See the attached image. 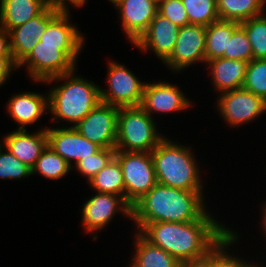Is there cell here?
I'll return each instance as SVG.
<instances>
[{"mask_svg":"<svg viewBox=\"0 0 266 267\" xmlns=\"http://www.w3.org/2000/svg\"><path fill=\"white\" fill-rule=\"evenodd\" d=\"M210 215L206 211L191 222L148 223L138 232L183 265L202 263L209 251L230 231Z\"/></svg>","mask_w":266,"mask_h":267,"instance_id":"6da1fadb","label":"cell"},{"mask_svg":"<svg viewBox=\"0 0 266 267\" xmlns=\"http://www.w3.org/2000/svg\"><path fill=\"white\" fill-rule=\"evenodd\" d=\"M202 196L157 183L132 206L131 219L139 231L148 223L196 221L206 212Z\"/></svg>","mask_w":266,"mask_h":267,"instance_id":"7a4b0ae2","label":"cell"},{"mask_svg":"<svg viewBox=\"0 0 266 267\" xmlns=\"http://www.w3.org/2000/svg\"><path fill=\"white\" fill-rule=\"evenodd\" d=\"M75 71L53 77L44 83L65 80L60 86L48 92L49 111L54 115L53 120L68 121L75 127L88 113L101 103L100 87L81 78L74 76Z\"/></svg>","mask_w":266,"mask_h":267,"instance_id":"3957f363","label":"cell"},{"mask_svg":"<svg viewBox=\"0 0 266 267\" xmlns=\"http://www.w3.org/2000/svg\"><path fill=\"white\" fill-rule=\"evenodd\" d=\"M192 150L164 138L151 152L157 183L202 192V181Z\"/></svg>","mask_w":266,"mask_h":267,"instance_id":"277c9868","label":"cell"},{"mask_svg":"<svg viewBox=\"0 0 266 267\" xmlns=\"http://www.w3.org/2000/svg\"><path fill=\"white\" fill-rule=\"evenodd\" d=\"M84 44H50L39 41L30 53L17 65L27 66L36 82H45L56 76L73 72L76 59Z\"/></svg>","mask_w":266,"mask_h":267,"instance_id":"5b68a950","label":"cell"},{"mask_svg":"<svg viewBox=\"0 0 266 267\" xmlns=\"http://www.w3.org/2000/svg\"><path fill=\"white\" fill-rule=\"evenodd\" d=\"M152 116L139 107H120L116 151L149 152L165 138L156 130Z\"/></svg>","mask_w":266,"mask_h":267,"instance_id":"8992f818","label":"cell"},{"mask_svg":"<svg viewBox=\"0 0 266 267\" xmlns=\"http://www.w3.org/2000/svg\"><path fill=\"white\" fill-rule=\"evenodd\" d=\"M115 158L122 168L125 201L132 207L157 184L151 153L116 151Z\"/></svg>","mask_w":266,"mask_h":267,"instance_id":"52a82bcc","label":"cell"},{"mask_svg":"<svg viewBox=\"0 0 266 267\" xmlns=\"http://www.w3.org/2000/svg\"><path fill=\"white\" fill-rule=\"evenodd\" d=\"M108 91L100 88L101 102L117 107L141 106L146 82L142 83L126 66L108 65Z\"/></svg>","mask_w":266,"mask_h":267,"instance_id":"ba28073f","label":"cell"},{"mask_svg":"<svg viewBox=\"0 0 266 267\" xmlns=\"http://www.w3.org/2000/svg\"><path fill=\"white\" fill-rule=\"evenodd\" d=\"M119 109L101 102L74 129L103 149H115Z\"/></svg>","mask_w":266,"mask_h":267,"instance_id":"9c48e42d","label":"cell"},{"mask_svg":"<svg viewBox=\"0 0 266 267\" xmlns=\"http://www.w3.org/2000/svg\"><path fill=\"white\" fill-rule=\"evenodd\" d=\"M217 104L221 117L231 126L244 125L266 111V102L243 87L222 92Z\"/></svg>","mask_w":266,"mask_h":267,"instance_id":"30bf717a","label":"cell"},{"mask_svg":"<svg viewBox=\"0 0 266 267\" xmlns=\"http://www.w3.org/2000/svg\"><path fill=\"white\" fill-rule=\"evenodd\" d=\"M206 26L188 24L180 27L174 50L163 63L173 71H181L205 59Z\"/></svg>","mask_w":266,"mask_h":267,"instance_id":"8fae6325","label":"cell"},{"mask_svg":"<svg viewBox=\"0 0 266 267\" xmlns=\"http://www.w3.org/2000/svg\"><path fill=\"white\" fill-rule=\"evenodd\" d=\"M122 212L131 219L132 207L121 197L99 193L83 204L82 223L87 232H97L108 225L115 213Z\"/></svg>","mask_w":266,"mask_h":267,"instance_id":"7c38bea8","label":"cell"},{"mask_svg":"<svg viewBox=\"0 0 266 267\" xmlns=\"http://www.w3.org/2000/svg\"><path fill=\"white\" fill-rule=\"evenodd\" d=\"M61 11L51 4L38 16L9 31L11 51L18 65L39 42L48 23Z\"/></svg>","mask_w":266,"mask_h":267,"instance_id":"4fadbf2b","label":"cell"},{"mask_svg":"<svg viewBox=\"0 0 266 267\" xmlns=\"http://www.w3.org/2000/svg\"><path fill=\"white\" fill-rule=\"evenodd\" d=\"M48 146L71 165L97 153L101 147L90 142L74 127L46 128Z\"/></svg>","mask_w":266,"mask_h":267,"instance_id":"5bb4252c","label":"cell"},{"mask_svg":"<svg viewBox=\"0 0 266 267\" xmlns=\"http://www.w3.org/2000/svg\"><path fill=\"white\" fill-rule=\"evenodd\" d=\"M114 6L119 10L124 33L133 45L158 13V4L152 0H120Z\"/></svg>","mask_w":266,"mask_h":267,"instance_id":"9a60e30c","label":"cell"},{"mask_svg":"<svg viewBox=\"0 0 266 267\" xmlns=\"http://www.w3.org/2000/svg\"><path fill=\"white\" fill-rule=\"evenodd\" d=\"M180 27L157 13L148 30L134 44L142 51L152 50L162 63L172 54Z\"/></svg>","mask_w":266,"mask_h":267,"instance_id":"2e32d148","label":"cell"},{"mask_svg":"<svg viewBox=\"0 0 266 267\" xmlns=\"http://www.w3.org/2000/svg\"><path fill=\"white\" fill-rule=\"evenodd\" d=\"M182 91L170 83H146L141 108L151 116L153 112L170 113L183 111L192 103ZM152 113V114H151Z\"/></svg>","mask_w":266,"mask_h":267,"instance_id":"e0dca14e","label":"cell"},{"mask_svg":"<svg viewBox=\"0 0 266 267\" xmlns=\"http://www.w3.org/2000/svg\"><path fill=\"white\" fill-rule=\"evenodd\" d=\"M3 143L18 160L32 168L48 146L46 128L35 134H29L26 129L17 128L16 131L5 136Z\"/></svg>","mask_w":266,"mask_h":267,"instance_id":"ac0fdd59","label":"cell"},{"mask_svg":"<svg viewBox=\"0 0 266 267\" xmlns=\"http://www.w3.org/2000/svg\"><path fill=\"white\" fill-rule=\"evenodd\" d=\"M49 109V97L36 92H24L13 95L7 104L8 114L18 123L19 129L34 124Z\"/></svg>","mask_w":266,"mask_h":267,"instance_id":"d6986e66","label":"cell"},{"mask_svg":"<svg viewBox=\"0 0 266 267\" xmlns=\"http://www.w3.org/2000/svg\"><path fill=\"white\" fill-rule=\"evenodd\" d=\"M49 0H0V27L9 32L40 15Z\"/></svg>","mask_w":266,"mask_h":267,"instance_id":"ffe728a7","label":"cell"},{"mask_svg":"<svg viewBox=\"0 0 266 267\" xmlns=\"http://www.w3.org/2000/svg\"><path fill=\"white\" fill-rule=\"evenodd\" d=\"M206 63L211 68L216 91L222 93L243 87L248 62L219 57Z\"/></svg>","mask_w":266,"mask_h":267,"instance_id":"44dd1931","label":"cell"},{"mask_svg":"<svg viewBox=\"0 0 266 267\" xmlns=\"http://www.w3.org/2000/svg\"><path fill=\"white\" fill-rule=\"evenodd\" d=\"M135 237V256L130 267H182L175 257L162 248L153 245L138 231Z\"/></svg>","mask_w":266,"mask_h":267,"instance_id":"7402d4cb","label":"cell"},{"mask_svg":"<svg viewBox=\"0 0 266 267\" xmlns=\"http://www.w3.org/2000/svg\"><path fill=\"white\" fill-rule=\"evenodd\" d=\"M69 10H61L47 25L39 41L50 44H84V37L69 23Z\"/></svg>","mask_w":266,"mask_h":267,"instance_id":"603a6c76","label":"cell"},{"mask_svg":"<svg viewBox=\"0 0 266 267\" xmlns=\"http://www.w3.org/2000/svg\"><path fill=\"white\" fill-rule=\"evenodd\" d=\"M240 25L236 21L218 20L206 26V62L223 57L234 30Z\"/></svg>","mask_w":266,"mask_h":267,"instance_id":"cb8c5ba5","label":"cell"},{"mask_svg":"<svg viewBox=\"0 0 266 267\" xmlns=\"http://www.w3.org/2000/svg\"><path fill=\"white\" fill-rule=\"evenodd\" d=\"M266 0H217L219 20L243 22L262 15Z\"/></svg>","mask_w":266,"mask_h":267,"instance_id":"d4e9b609","label":"cell"},{"mask_svg":"<svg viewBox=\"0 0 266 267\" xmlns=\"http://www.w3.org/2000/svg\"><path fill=\"white\" fill-rule=\"evenodd\" d=\"M89 184L99 193L115 194L125 200L122 168L115 157L89 181Z\"/></svg>","mask_w":266,"mask_h":267,"instance_id":"484cf974","label":"cell"},{"mask_svg":"<svg viewBox=\"0 0 266 267\" xmlns=\"http://www.w3.org/2000/svg\"><path fill=\"white\" fill-rule=\"evenodd\" d=\"M230 230L223 238L209 251L206 258L203 260V264L206 267H256L247 261H242L239 258L233 257L227 252V248L230 247L235 241H237V234Z\"/></svg>","mask_w":266,"mask_h":267,"instance_id":"4316f807","label":"cell"},{"mask_svg":"<svg viewBox=\"0 0 266 267\" xmlns=\"http://www.w3.org/2000/svg\"><path fill=\"white\" fill-rule=\"evenodd\" d=\"M72 166L47 146L32 167V175L38 172L47 179L57 180L66 176Z\"/></svg>","mask_w":266,"mask_h":267,"instance_id":"83f0119b","label":"cell"},{"mask_svg":"<svg viewBox=\"0 0 266 267\" xmlns=\"http://www.w3.org/2000/svg\"><path fill=\"white\" fill-rule=\"evenodd\" d=\"M189 24L209 26L219 20L217 0H182Z\"/></svg>","mask_w":266,"mask_h":267,"instance_id":"f1b7e54d","label":"cell"},{"mask_svg":"<svg viewBox=\"0 0 266 267\" xmlns=\"http://www.w3.org/2000/svg\"><path fill=\"white\" fill-rule=\"evenodd\" d=\"M250 41L253 59H266V16L259 15L240 23Z\"/></svg>","mask_w":266,"mask_h":267,"instance_id":"f546056e","label":"cell"},{"mask_svg":"<svg viewBox=\"0 0 266 267\" xmlns=\"http://www.w3.org/2000/svg\"><path fill=\"white\" fill-rule=\"evenodd\" d=\"M243 88L266 102V59H252L248 62Z\"/></svg>","mask_w":266,"mask_h":267,"instance_id":"4dcf8cb0","label":"cell"},{"mask_svg":"<svg viewBox=\"0 0 266 267\" xmlns=\"http://www.w3.org/2000/svg\"><path fill=\"white\" fill-rule=\"evenodd\" d=\"M115 149L101 148L97 153L83 158L75 164V168L84 176L89 182L96 174H98L110 161L115 157Z\"/></svg>","mask_w":266,"mask_h":267,"instance_id":"1f68e13d","label":"cell"},{"mask_svg":"<svg viewBox=\"0 0 266 267\" xmlns=\"http://www.w3.org/2000/svg\"><path fill=\"white\" fill-rule=\"evenodd\" d=\"M223 58L250 62L253 59L252 47L244 28L239 25L233 32L228 44V52Z\"/></svg>","mask_w":266,"mask_h":267,"instance_id":"d6a6232c","label":"cell"},{"mask_svg":"<svg viewBox=\"0 0 266 267\" xmlns=\"http://www.w3.org/2000/svg\"><path fill=\"white\" fill-rule=\"evenodd\" d=\"M0 152V178L20 179L32 175V168L18 160L10 151Z\"/></svg>","mask_w":266,"mask_h":267,"instance_id":"836d02e7","label":"cell"},{"mask_svg":"<svg viewBox=\"0 0 266 267\" xmlns=\"http://www.w3.org/2000/svg\"><path fill=\"white\" fill-rule=\"evenodd\" d=\"M158 13L179 27L189 24V18L182 0H161L158 3Z\"/></svg>","mask_w":266,"mask_h":267,"instance_id":"e575fe53","label":"cell"},{"mask_svg":"<svg viewBox=\"0 0 266 267\" xmlns=\"http://www.w3.org/2000/svg\"><path fill=\"white\" fill-rule=\"evenodd\" d=\"M15 68L17 64L14 62V57H0V87L8 80L11 70Z\"/></svg>","mask_w":266,"mask_h":267,"instance_id":"d590c367","label":"cell"},{"mask_svg":"<svg viewBox=\"0 0 266 267\" xmlns=\"http://www.w3.org/2000/svg\"><path fill=\"white\" fill-rule=\"evenodd\" d=\"M0 57H13L10 34L0 27Z\"/></svg>","mask_w":266,"mask_h":267,"instance_id":"8d00e7d4","label":"cell"},{"mask_svg":"<svg viewBox=\"0 0 266 267\" xmlns=\"http://www.w3.org/2000/svg\"><path fill=\"white\" fill-rule=\"evenodd\" d=\"M66 1L70 2L69 4L77 8L86 3V0H49V3L55 8L68 10Z\"/></svg>","mask_w":266,"mask_h":267,"instance_id":"74e56055","label":"cell"},{"mask_svg":"<svg viewBox=\"0 0 266 267\" xmlns=\"http://www.w3.org/2000/svg\"><path fill=\"white\" fill-rule=\"evenodd\" d=\"M262 209H263V212H262L263 213V216L262 217L264 218L262 220V222H263L262 223L263 224V232L266 234V202H265V205L263 206Z\"/></svg>","mask_w":266,"mask_h":267,"instance_id":"f35d334b","label":"cell"},{"mask_svg":"<svg viewBox=\"0 0 266 267\" xmlns=\"http://www.w3.org/2000/svg\"><path fill=\"white\" fill-rule=\"evenodd\" d=\"M182 267H206L203 263L185 264Z\"/></svg>","mask_w":266,"mask_h":267,"instance_id":"ab89813d","label":"cell"},{"mask_svg":"<svg viewBox=\"0 0 266 267\" xmlns=\"http://www.w3.org/2000/svg\"><path fill=\"white\" fill-rule=\"evenodd\" d=\"M120 0H110L111 3H113L114 5L117 4Z\"/></svg>","mask_w":266,"mask_h":267,"instance_id":"60d3db41","label":"cell"},{"mask_svg":"<svg viewBox=\"0 0 266 267\" xmlns=\"http://www.w3.org/2000/svg\"><path fill=\"white\" fill-rule=\"evenodd\" d=\"M4 147H5V145L2 146V144L0 142V152L5 149Z\"/></svg>","mask_w":266,"mask_h":267,"instance_id":"b9f144b4","label":"cell"},{"mask_svg":"<svg viewBox=\"0 0 266 267\" xmlns=\"http://www.w3.org/2000/svg\"><path fill=\"white\" fill-rule=\"evenodd\" d=\"M152 1L158 4L161 0H152Z\"/></svg>","mask_w":266,"mask_h":267,"instance_id":"7bdbcfd3","label":"cell"}]
</instances>
